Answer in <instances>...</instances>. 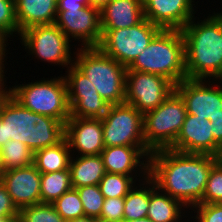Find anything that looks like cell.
Wrapping results in <instances>:
<instances>
[{
  "label": "cell",
  "mask_w": 222,
  "mask_h": 222,
  "mask_svg": "<svg viewBox=\"0 0 222 222\" xmlns=\"http://www.w3.org/2000/svg\"><path fill=\"white\" fill-rule=\"evenodd\" d=\"M220 159L208 154L160 149L149 156L148 176L160 191L191 210L201 202L211 168Z\"/></svg>",
  "instance_id": "obj_1"
},
{
  "label": "cell",
  "mask_w": 222,
  "mask_h": 222,
  "mask_svg": "<svg viewBox=\"0 0 222 222\" xmlns=\"http://www.w3.org/2000/svg\"><path fill=\"white\" fill-rule=\"evenodd\" d=\"M207 15L181 29L187 79L222 80V11Z\"/></svg>",
  "instance_id": "obj_2"
},
{
  "label": "cell",
  "mask_w": 222,
  "mask_h": 222,
  "mask_svg": "<svg viewBox=\"0 0 222 222\" xmlns=\"http://www.w3.org/2000/svg\"><path fill=\"white\" fill-rule=\"evenodd\" d=\"M65 138V123L24 108L11 95L0 111V148L9 140L24 143L33 152Z\"/></svg>",
  "instance_id": "obj_3"
},
{
  "label": "cell",
  "mask_w": 222,
  "mask_h": 222,
  "mask_svg": "<svg viewBox=\"0 0 222 222\" xmlns=\"http://www.w3.org/2000/svg\"><path fill=\"white\" fill-rule=\"evenodd\" d=\"M127 70L160 75L174 85L187 79L182 31L161 29Z\"/></svg>",
  "instance_id": "obj_4"
},
{
  "label": "cell",
  "mask_w": 222,
  "mask_h": 222,
  "mask_svg": "<svg viewBox=\"0 0 222 222\" xmlns=\"http://www.w3.org/2000/svg\"><path fill=\"white\" fill-rule=\"evenodd\" d=\"M73 64L95 86L99 95L109 104L125 103L127 68L102 52L98 47L74 48Z\"/></svg>",
  "instance_id": "obj_5"
},
{
  "label": "cell",
  "mask_w": 222,
  "mask_h": 222,
  "mask_svg": "<svg viewBox=\"0 0 222 222\" xmlns=\"http://www.w3.org/2000/svg\"><path fill=\"white\" fill-rule=\"evenodd\" d=\"M11 86V96L24 108L66 123L70 118L67 84L64 76L41 78Z\"/></svg>",
  "instance_id": "obj_6"
},
{
  "label": "cell",
  "mask_w": 222,
  "mask_h": 222,
  "mask_svg": "<svg viewBox=\"0 0 222 222\" xmlns=\"http://www.w3.org/2000/svg\"><path fill=\"white\" fill-rule=\"evenodd\" d=\"M175 91L183 99L187 114L197 115L222 146V80L184 79L175 85Z\"/></svg>",
  "instance_id": "obj_7"
},
{
  "label": "cell",
  "mask_w": 222,
  "mask_h": 222,
  "mask_svg": "<svg viewBox=\"0 0 222 222\" xmlns=\"http://www.w3.org/2000/svg\"><path fill=\"white\" fill-rule=\"evenodd\" d=\"M186 106L174 90L156 109L143 114V134L146 147L151 151L170 148L179 135Z\"/></svg>",
  "instance_id": "obj_8"
},
{
  "label": "cell",
  "mask_w": 222,
  "mask_h": 222,
  "mask_svg": "<svg viewBox=\"0 0 222 222\" xmlns=\"http://www.w3.org/2000/svg\"><path fill=\"white\" fill-rule=\"evenodd\" d=\"M18 38L21 46L28 51V56L32 55V59L63 66L62 69L68 68L74 62L75 52L71 50V46L77 48V44H71V40L55 23L29 27L22 31Z\"/></svg>",
  "instance_id": "obj_9"
},
{
  "label": "cell",
  "mask_w": 222,
  "mask_h": 222,
  "mask_svg": "<svg viewBox=\"0 0 222 222\" xmlns=\"http://www.w3.org/2000/svg\"><path fill=\"white\" fill-rule=\"evenodd\" d=\"M160 30L146 18L129 28L102 29L98 48L128 68Z\"/></svg>",
  "instance_id": "obj_10"
},
{
  "label": "cell",
  "mask_w": 222,
  "mask_h": 222,
  "mask_svg": "<svg viewBox=\"0 0 222 222\" xmlns=\"http://www.w3.org/2000/svg\"><path fill=\"white\" fill-rule=\"evenodd\" d=\"M104 147H146L143 134V114L132 105H109L101 118Z\"/></svg>",
  "instance_id": "obj_11"
},
{
  "label": "cell",
  "mask_w": 222,
  "mask_h": 222,
  "mask_svg": "<svg viewBox=\"0 0 222 222\" xmlns=\"http://www.w3.org/2000/svg\"><path fill=\"white\" fill-rule=\"evenodd\" d=\"M174 90L175 85L163 76L126 71L125 103L142 114L156 109Z\"/></svg>",
  "instance_id": "obj_12"
},
{
  "label": "cell",
  "mask_w": 222,
  "mask_h": 222,
  "mask_svg": "<svg viewBox=\"0 0 222 222\" xmlns=\"http://www.w3.org/2000/svg\"><path fill=\"white\" fill-rule=\"evenodd\" d=\"M66 70L63 76L67 84L70 117L101 119L109 104L74 64Z\"/></svg>",
  "instance_id": "obj_13"
},
{
  "label": "cell",
  "mask_w": 222,
  "mask_h": 222,
  "mask_svg": "<svg viewBox=\"0 0 222 222\" xmlns=\"http://www.w3.org/2000/svg\"><path fill=\"white\" fill-rule=\"evenodd\" d=\"M54 23L69 40L73 38L71 42L78 41L81 48L98 47L102 39L100 10L91 5L82 9L57 10Z\"/></svg>",
  "instance_id": "obj_14"
},
{
  "label": "cell",
  "mask_w": 222,
  "mask_h": 222,
  "mask_svg": "<svg viewBox=\"0 0 222 222\" xmlns=\"http://www.w3.org/2000/svg\"><path fill=\"white\" fill-rule=\"evenodd\" d=\"M195 3L198 2L195 0H143L144 18L161 29L181 30L197 14L198 10L195 5L198 4Z\"/></svg>",
  "instance_id": "obj_15"
},
{
  "label": "cell",
  "mask_w": 222,
  "mask_h": 222,
  "mask_svg": "<svg viewBox=\"0 0 222 222\" xmlns=\"http://www.w3.org/2000/svg\"><path fill=\"white\" fill-rule=\"evenodd\" d=\"M65 138L71 155H98L104 149L102 120L70 117L65 123Z\"/></svg>",
  "instance_id": "obj_16"
},
{
  "label": "cell",
  "mask_w": 222,
  "mask_h": 222,
  "mask_svg": "<svg viewBox=\"0 0 222 222\" xmlns=\"http://www.w3.org/2000/svg\"><path fill=\"white\" fill-rule=\"evenodd\" d=\"M0 180L18 210L41 203V173L34 164L5 171Z\"/></svg>",
  "instance_id": "obj_17"
},
{
  "label": "cell",
  "mask_w": 222,
  "mask_h": 222,
  "mask_svg": "<svg viewBox=\"0 0 222 222\" xmlns=\"http://www.w3.org/2000/svg\"><path fill=\"white\" fill-rule=\"evenodd\" d=\"M151 153L147 147L110 146L104 147L100 156L107 173L148 176Z\"/></svg>",
  "instance_id": "obj_18"
},
{
  "label": "cell",
  "mask_w": 222,
  "mask_h": 222,
  "mask_svg": "<svg viewBox=\"0 0 222 222\" xmlns=\"http://www.w3.org/2000/svg\"><path fill=\"white\" fill-rule=\"evenodd\" d=\"M170 149L195 154H208L222 158V146L209 134L197 115L186 114L182 129Z\"/></svg>",
  "instance_id": "obj_19"
},
{
  "label": "cell",
  "mask_w": 222,
  "mask_h": 222,
  "mask_svg": "<svg viewBox=\"0 0 222 222\" xmlns=\"http://www.w3.org/2000/svg\"><path fill=\"white\" fill-rule=\"evenodd\" d=\"M101 29L129 28L144 19L143 0H111L100 10Z\"/></svg>",
  "instance_id": "obj_20"
},
{
  "label": "cell",
  "mask_w": 222,
  "mask_h": 222,
  "mask_svg": "<svg viewBox=\"0 0 222 222\" xmlns=\"http://www.w3.org/2000/svg\"><path fill=\"white\" fill-rule=\"evenodd\" d=\"M58 0H15L19 36L35 25L53 24L57 15Z\"/></svg>",
  "instance_id": "obj_21"
},
{
  "label": "cell",
  "mask_w": 222,
  "mask_h": 222,
  "mask_svg": "<svg viewBox=\"0 0 222 222\" xmlns=\"http://www.w3.org/2000/svg\"><path fill=\"white\" fill-rule=\"evenodd\" d=\"M185 208L180 201L160 191L150 178V201L147 212L149 219L153 222H190V210ZM184 217H188L187 220H182Z\"/></svg>",
  "instance_id": "obj_22"
},
{
  "label": "cell",
  "mask_w": 222,
  "mask_h": 222,
  "mask_svg": "<svg viewBox=\"0 0 222 222\" xmlns=\"http://www.w3.org/2000/svg\"><path fill=\"white\" fill-rule=\"evenodd\" d=\"M71 183L74 189L78 187L99 185L105 175L103 160L98 155H72L69 163Z\"/></svg>",
  "instance_id": "obj_23"
},
{
  "label": "cell",
  "mask_w": 222,
  "mask_h": 222,
  "mask_svg": "<svg viewBox=\"0 0 222 222\" xmlns=\"http://www.w3.org/2000/svg\"><path fill=\"white\" fill-rule=\"evenodd\" d=\"M71 156L69 143L64 138L54 146L35 151L33 164L41 174L69 170Z\"/></svg>",
  "instance_id": "obj_24"
},
{
  "label": "cell",
  "mask_w": 222,
  "mask_h": 222,
  "mask_svg": "<svg viewBox=\"0 0 222 222\" xmlns=\"http://www.w3.org/2000/svg\"><path fill=\"white\" fill-rule=\"evenodd\" d=\"M150 201V177L137 182L124 197V220H137L147 217Z\"/></svg>",
  "instance_id": "obj_25"
},
{
  "label": "cell",
  "mask_w": 222,
  "mask_h": 222,
  "mask_svg": "<svg viewBox=\"0 0 222 222\" xmlns=\"http://www.w3.org/2000/svg\"><path fill=\"white\" fill-rule=\"evenodd\" d=\"M72 188L70 170L41 174V203L53 204Z\"/></svg>",
  "instance_id": "obj_26"
},
{
  "label": "cell",
  "mask_w": 222,
  "mask_h": 222,
  "mask_svg": "<svg viewBox=\"0 0 222 222\" xmlns=\"http://www.w3.org/2000/svg\"><path fill=\"white\" fill-rule=\"evenodd\" d=\"M146 177L147 176H126L106 172L99 182V187L105 199L124 198L136 185V182L142 181Z\"/></svg>",
  "instance_id": "obj_27"
},
{
  "label": "cell",
  "mask_w": 222,
  "mask_h": 222,
  "mask_svg": "<svg viewBox=\"0 0 222 222\" xmlns=\"http://www.w3.org/2000/svg\"><path fill=\"white\" fill-rule=\"evenodd\" d=\"M0 149L5 171L33 164L34 152L22 142L9 140Z\"/></svg>",
  "instance_id": "obj_28"
},
{
  "label": "cell",
  "mask_w": 222,
  "mask_h": 222,
  "mask_svg": "<svg viewBox=\"0 0 222 222\" xmlns=\"http://www.w3.org/2000/svg\"><path fill=\"white\" fill-rule=\"evenodd\" d=\"M21 222H65L53 204L39 203L19 210Z\"/></svg>",
  "instance_id": "obj_29"
},
{
  "label": "cell",
  "mask_w": 222,
  "mask_h": 222,
  "mask_svg": "<svg viewBox=\"0 0 222 222\" xmlns=\"http://www.w3.org/2000/svg\"><path fill=\"white\" fill-rule=\"evenodd\" d=\"M58 214L66 221L85 215L77 189H70L53 203Z\"/></svg>",
  "instance_id": "obj_30"
},
{
  "label": "cell",
  "mask_w": 222,
  "mask_h": 222,
  "mask_svg": "<svg viewBox=\"0 0 222 222\" xmlns=\"http://www.w3.org/2000/svg\"><path fill=\"white\" fill-rule=\"evenodd\" d=\"M76 189L83 204L85 215L99 219L105 199L99 185L78 187Z\"/></svg>",
  "instance_id": "obj_31"
},
{
  "label": "cell",
  "mask_w": 222,
  "mask_h": 222,
  "mask_svg": "<svg viewBox=\"0 0 222 222\" xmlns=\"http://www.w3.org/2000/svg\"><path fill=\"white\" fill-rule=\"evenodd\" d=\"M0 35L7 41L19 36L15 0H0Z\"/></svg>",
  "instance_id": "obj_32"
},
{
  "label": "cell",
  "mask_w": 222,
  "mask_h": 222,
  "mask_svg": "<svg viewBox=\"0 0 222 222\" xmlns=\"http://www.w3.org/2000/svg\"><path fill=\"white\" fill-rule=\"evenodd\" d=\"M222 203V158L211 168L199 204Z\"/></svg>",
  "instance_id": "obj_33"
},
{
  "label": "cell",
  "mask_w": 222,
  "mask_h": 222,
  "mask_svg": "<svg viewBox=\"0 0 222 222\" xmlns=\"http://www.w3.org/2000/svg\"><path fill=\"white\" fill-rule=\"evenodd\" d=\"M189 213L191 222H222V203L198 204Z\"/></svg>",
  "instance_id": "obj_34"
},
{
  "label": "cell",
  "mask_w": 222,
  "mask_h": 222,
  "mask_svg": "<svg viewBox=\"0 0 222 222\" xmlns=\"http://www.w3.org/2000/svg\"><path fill=\"white\" fill-rule=\"evenodd\" d=\"M100 221L121 222L124 220V198L104 199Z\"/></svg>",
  "instance_id": "obj_35"
},
{
  "label": "cell",
  "mask_w": 222,
  "mask_h": 222,
  "mask_svg": "<svg viewBox=\"0 0 222 222\" xmlns=\"http://www.w3.org/2000/svg\"><path fill=\"white\" fill-rule=\"evenodd\" d=\"M18 216L19 210L12 202L11 196L8 194L5 185L0 180V217L10 218Z\"/></svg>",
  "instance_id": "obj_36"
},
{
  "label": "cell",
  "mask_w": 222,
  "mask_h": 222,
  "mask_svg": "<svg viewBox=\"0 0 222 222\" xmlns=\"http://www.w3.org/2000/svg\"><path fill=\"white\" fill-rule=\"evenodd\" d=\"M90 5V0H58L57 10L82 9Z\"/></svg>",
  "instance_id": "obj_37"
},
{
  "label": "cell",
  "mask_w": 222,
  "mask_h": 222,
  "mask_svg": "<svg viewBox=\"0 0 222 222\" xmlns=\"http://www.w3.org/2000/svg\"><path fill=\"white\" fill-rule=\"evenodd\" d=\"M6 75L0 80V111L2 109L3 104L11 95V87L6 85L7 79Z\"/></svg>",
  "instance_id": "obj_38"
},
{
  "label": "cell",
  "mask_w": 222,
  "mask_h": 222,
  "mask_svg": "<svg viewBox=\"0 0 222 222\" xmlns=\"http://www.w3.org/2000/svg\"><path fill=\"white\" fill-rule=\"evenodd\" d=\"M9 43H11V42H8L5 38H3L0 35V65H6V61H7V57H8L7 55H8V53H10V52H8L10 47L7 49V47L9 46Z\"/></svg>",
  "instance_id": "obj_39"
},
{
  "label": "cell",
  "mask_w": 222,
  "mask_h": 222,
  "mask_svg": "<svg viewBox=\"0 0 222 222\" xmlns=\"http://www.w3.org/2000/svg\"><path fill=\"white\" fill-rule=\"evenodd\" d=\"M65 222H99V219L84 215L82 217H77L75 219L66 220Z\"/></svg>",
  "instance_id": "obj_40"
},
{
  "label": "cell",
  "mask_w": 222,
  "mask_h": 222,
  "mask_svg": "<svg viewBox=\"0 0 222 222\" xmlns=\"http://www.w3.org/2000/svg\"><path fill=\"white\" fill-rule=\"evenodd\" d=\"M111 0H90V5L98 10L103 9Z\"/></svg>",
  "instance_id": "obj_41"
},
{
  "label": "cell",
  "mask_w": 222,
  "mask_h": 222,
  "mask_svg": "<svg viewBox=\"0 0 222 222\" xmlns=\"http://www.w3.org/2000/svg\"><path fill=\"white\" fill-rule=\"evenodd\" d=\"M0 222H21L19 216L18 217H10V218H3L0 217Z\"/></svg>",
  "instance_id": "obj_42"
},
{
  "label": "cell",
  "mask_w": 222,
  "mask_h": 222,
  "mask_svg": "<svg viewBox=\"0 0 222 222\" xmlns=\"http://www.w3.org/2000/svg\"><path fill=\"white\" fill-rule=\"evenodd\" d=\"M4 172H5V168H4L3 157H2V153L0 149V179Z\"/></svg>",
  "instance_id": "obj_43"
},
{
  "label": "cell",
  "mask_w": 222,
  "mask_h": 222,
  "mask_svg": "<svg viewBox=\"0 0 222 222\" xmlns=\"http://www.w3.org/2000/svg\"><path fill=\"white\" fill-rule=\"evenodd\" d=\"M121 222H153L151 219L148 217L137 219V220H123Z\"/></svg>",
  "instance_id": "obj_44"
},
{
  "label": "cell",
  "mask_w": 222,
  "mask_h": 222,
  "mask_svg": "<svg viewBox=\"0 0 222 222\" xmlns=\"http://www.w3.org/2000/svg\"><path fill=\"white\" fill-rule=\"evenodd\" d=\"M6 65H0V80L5 76V74H7L6 72H8L7 68L5 67ZM6 68V71H5Z\"/></svg>",
  "instance_id": "obj_45"
}]
</instances>
